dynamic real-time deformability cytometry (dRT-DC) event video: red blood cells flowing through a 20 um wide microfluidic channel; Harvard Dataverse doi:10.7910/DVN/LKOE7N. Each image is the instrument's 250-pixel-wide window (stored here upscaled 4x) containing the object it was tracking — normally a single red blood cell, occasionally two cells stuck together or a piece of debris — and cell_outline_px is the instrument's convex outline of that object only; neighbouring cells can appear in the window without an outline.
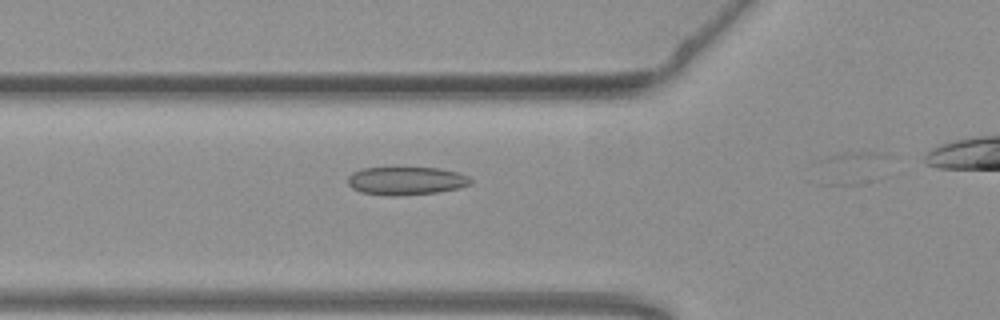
{"species": "common noctule bat (a hibernating species)", "species_latin": "Nyctalus noctula", "temperature_condition": "warm", "stored_images_in_passage": 4, "camera_frame_rate_fps": 3000, "um_per_image_px": 0.085, "animal": {"sex": "female", "body_mass_g": 19.3, "forearm_length_mm": 54.1}, "frame": {"image": 1, "passage_image": 3, "time_ms": 0.667, "image_size_px": [1000, 320], "cell_outline_px": [[472, 184], [460, 188], [436, 192], [400, 196], [388, 196], [360, 192], [352, 188], [348, 184], [348, 176], [352, 172], [364, 168], [440, 168], [456, 172], [468, 176], [472, 180]], "centroid_in_image_um": [34.52, 15.38], "position_along_channel_um": 91.3, "area_um2": 20.23}}